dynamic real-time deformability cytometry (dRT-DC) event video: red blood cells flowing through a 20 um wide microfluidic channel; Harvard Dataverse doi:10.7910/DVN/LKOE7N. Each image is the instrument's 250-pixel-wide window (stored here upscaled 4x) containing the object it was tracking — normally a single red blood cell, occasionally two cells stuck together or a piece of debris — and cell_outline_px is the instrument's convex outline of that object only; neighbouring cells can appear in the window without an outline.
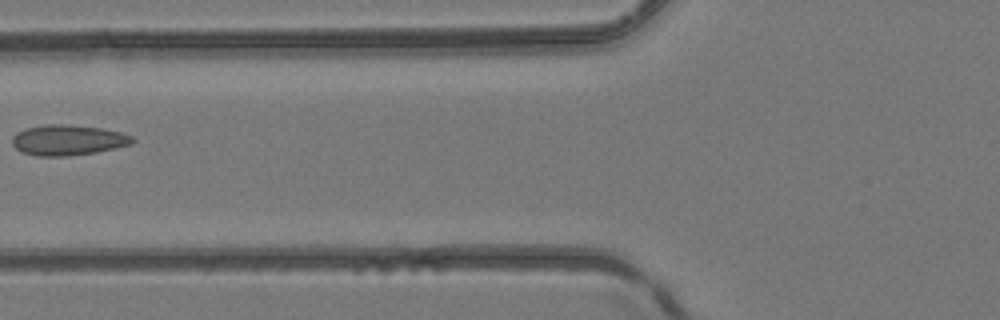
{"species": "common noctule bat (a hibernating species)", "species_latin": "Nyctalus noctula", "temperature_condition": "room temperature", "stored_images_in_passage": 6, "camera_frame_rate_fps": 3000, "um_per_image_px": 0.085, "animal": {"sex": "female", "body_mass_g": 24.6, "forearm_length_mm": 56.2}, "frame": {"image": 1, "passage_image": 6, "time_ms": 1.667, "image_size_px": [1000, 320], "cell_outline_px": [[136, 140], [132, 144], [116, 148], [96, 152], [68, 156], [36, 156], [20, 152], [12, 144], [12, 136], [16, 132], [24, 128], [44, 124], [68, 124], [104, 128], [120, 132], [132, 136]], "centroid_in_image_um": [5.76, 11.9], "position_along_channel_um": 120.0, "area_um2": 21.73}}